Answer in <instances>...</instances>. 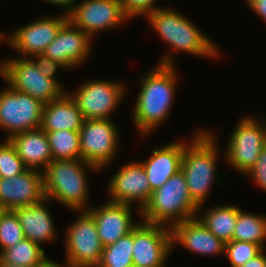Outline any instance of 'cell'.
Here are the masks:
<instances>
[{
	"label": "cell",
	"instance_id": "cell-32",
	"mask_svg": "<svg viewBox=\"0 0 266 267\" xmlns=\"http://www.w3.org/2000/svg\"><path fill=\"white\" fill-rule=\"evenodd\" d=\"M3 141L0 142V178H11L28 168L18 156L11 142L8 139Z\"/></svg>",
	"mask_w": 266,
	"mask_h": 267
},
{
	"label": "cell",
	"instance_id": "cell-42",
	"mask_svg": "<svg viewBox=\"0 0 266 267\" xmlns=\"http://www.w3.org/2000/svg\"><path fill=\"white\" fill-rule=\"evenodd\" d=\"M2 32L3 31L0 30V44H2Z\"/></svg>",
	"mask_w": 266,
	"mask_h": 267
},
{
	"label": "cell",
	"instance_id": "cell-9",
	"mask_svg": "<svg viewBox=\"0 0 266 267\" xmlns=\"http://www.w3.org/2000/svg\"><path fill=\"white\" fill-rule=\"evenodd\" d=\"M6 87L0 91V129L8 133L6 139L17 133L39 129L44 104L12 89L7 83Z\"/></svg>",
	"mask_w": 266,
	"mask_h": 267
},
{
	"label": "cell",
	"instance_id": "cell-8",
	"mask_svg": "<svg viewBox=\"0 0 266 267\" xmlns=\"http://www.w3.org/2000/svg\"><path fill=\"white\" fill-rule=\"evenodd\" d=\"M79 136L82 160L103 171L116 159L120 133L112 119H84Z\"/></svg>",
	"mask_w": 266,
	"mask_h": 267
},
{
	"label": "cell",
	"instance_id": "cell-12",
	"mask_svg": "<svg viewBox=\"0 0 266 267\" xmlns=\"http://www.w3.org/2000/svg\"><path fill=\"white\" fill-rule=\"evenodd\" d=\"M68 15L44 16L30 21L14 30L11 34L2 32V43L7 42L22 58L42 54L46 47L56 38ZM7 39V40H6Z\"/></svg>",
	"mask_w": 266,
	"mask_h": 267
},
{
	"label": "cell",
	"instance_id": "cell-17",
	"mask_svg": "<svg viewBox=\"0 0 266 267\" xmlns=\"http://www.w3.org/2000/svg\"><path fill=\"white\" fill-rule=\"evenodd\" d=\"M88 211L92 214L96 223L98 236L103 247L115 243L121 237L129 234L138 224L133 218V206L104 202L101 206L90 207Z\"/></svg>",
	"mask_w": 266,
	"mask_h": 267
},
{
	"label": "cell",
	"instance_id": "cell-15",
	"mask_svg": "<svg viewBox=\"0 0 266 267\" xmlns=\"http://www.w3.org/2000/svg\"><path fill=\"white\" fill-rule=\"evenodd\" d=\"M92 43L93 39L68 19L42 54L71 70L86 63Z\"/></svg>",
	"mask_w": 266,
	"mask_h": 267
},
{
	"label": "cell",
	"instance_id": "cell-36",
	"mask_svg": "<svg viewBox=\"0 0 266 267\" xmlns=\"http://www.w3.org/2000/svg\"><path fill=\"white\" fill-rule=\"evenodd\" d=\"M246 5L266 22V0H245Z\"/></svg>",
	"mask_w": 266,
	"mask_h": 267
},
{
	"label": "cell",
	"instance_id": "cell-40",
	"mask_svg": "<svg viewBox=\"0 0 266 267\" xmlns=\"http://www.w3.org/2000/svg\"><path fill=\"white\" fill-rule=\"evenodd\" d=\"M0 267H18V266H13V265L6 264L0 261Z\"/></svg>",
	"mask_w": 266,
	"mask_h": 267
},
{
	"label": "cell",
	"instance_id": "cell-22",
	"mask_svg": "<svg viewBox=\"0 0 266 267\" xmlns=\"http://www.w3.org/2000/svg\"><path fill=\"white\" fill-rule=\"evenodd\" d=\"M197 27L192 20L177 11L174 53L182 52L202 58L218 59L221 55L218 45Z\"/></svg>",
	"mask_w": 266,
	"mask_h": 267
},
{
	"label": "cell",
	"instance_id": "cell-13",
	"mask_svg": "<svg viewBox=\"0 0 266 267\" xmlns=\"http://www.w3.org/2000/svg\"><path fill=\"white\" fill-rule=\"evenodd\" d=\"M133 267H166L172 249L171 228L139 222L134 228Z\"/></svg>",
	"mask_w": 266,
	"mask_h": 267
},
{
	"label": "cell",
	"instance_id": "cell-24",
	"mask_svg": "<svg viewBox=\"0 0 266 267\" xmlns=\"http://www.w3.org/2000/svg\"><path fill=\"white\" fill-rule=\"evenodd\" d=\"M240 210L241 208L236 205H219L205 209V211L199 208L196 217L218 239L227 243L233 238V232Z\"/></svg>",
	"mask_w": 266,
	"mask_h": 267
},
{
	"label": "cell",
	"instance_id": "cell-34",
	"mask_svg": "<svg viewBox=\"0 0 266 267\" xmlns=\"http://www.w3.org/2000/svg\"><path fill=\"white\" fill-rule=\"evenodd\" d=\"M30 59L35 63L36 67L43 73L44 76L56 81L64 89L61 84L62 82L58 81L55 76L59 68L65 69L63 65L44 56L43 54H36L30 57Z\"/></svg>",
	"mask_w": 266,
	"mask_h": 267
},
{
	"label": "cell",
	"instance_id": "cell-1",
	"mask_svg": "<svg viewBox=\"0 0 266 267\" xmlns=\"http://www.w3.org/2000/svg\"><path fill=\"white\" fill-rule=\"evenodd\" d=\"M171 55V52L163 54L154 70L144 72L140 78V91L132 117L142 137H149V134L154 133L172 111L178 74L175 58Z\"/></svg>",
	"mask_w": 266,
	"mask_h": 267
},
{
	"label": "cell",
	"instance_id": "cell-20",
	"mask_svg": "<svg viewBox=\"0 0 266 267\" xmlns=\"http://www.w3.org/2000/svg\"><path fill=\"white\" fill-rule=\"evenodd\" d=\"M47 204H49V200L44 199L38 204L13 210L19 219L25 238L41 247H43V243L54 242L58 233L52 215L46 207Z\"/></svg>",
	"mask_w": 266,
	"mask_h": 267
},
{
	"label": "cell",
	"instance_id": "cell-3",
	"mask_svg": "<svg viewBox=\"0 0 266 267\" xmlns=\"http://www.w3.org/2000/svg\"><path fill=\"white\" fill-rule=\"evenodd\" d=\"M86 170L101 172L82 159L52 160L43 171L45 199L58 201L74 212L88 210L90 188Z\"/></svg>",
	"mask_w": 266,
	"mask_h": 267
},
{
	"label": "cell",
	"instance_id": "cell-11",
	"mask_svg": "<svg viewBox=\"0 0 266 267\" xmlns=\"http://www.w3.org/2000/svg\"><path fill=\"white\" fill-rule=\"evenodd\" d=\"M68 19L92 39L99 32L116 29L130 20L120 0H76Z\"/></svg>",
	"mask_w": 266,
	"mask_h": 267
},
{
	"label": "cell",
	"instance_id": "cell-25",
	"mask_svg": "<svg viewBox=\"0 0 266 267\" xmlns=\"http://www.w3.org/2000/svg\"><path fill=\"white\" fill-rule=\"evenodd\" d=\"M46 251L28 238L3 250L0 261L18 267H41L49 258Z\"/></svg>",
	"mask_w": 266,
	"mask_h": 267
},
{
	"label": "cell",
	"instance_id": "cell-31",
	"mask_svg": "<svg viewBox=\"0 0 266 267\" xmlns=\"http://www.w3.org/2000/svg\"><path fill=\"white\" fill-rule=\"evenodd\" d=\"M264 249L256 243L231 240L225 243L224 255L231 267H240L259 255Z\"/></svg>",
	"mask_w": 266,
	"mask_h": 267
},
{
	"label": "cell",
	"instance_id": "cell-23",
	"mask_svg": "<svg viewBox=\"0 0 266 267\" xmlns=\"http://www.w3.org/2000/svg\"><path fill=\"white\" fill-rule=\"evenodd\" d=\"M83 122L82 112L66 92L60 99L44 104L40 128L45 132L61 130L79 132Z\"/></svg>",
	"mask_w": 266,
	"mask_h": 267
},
{
	"label": "cell",
	"instance_id": "cell-33",
	"mask_svg": "<svg viewBox=\"0 0 266 267\" xmlns=\"http://www.w3.org/2000/svg\"><path fill=\"white\" fill-rule=\"evenodd\" d=\"M124 14L129 18L147 16L157 8V0H120ZM156 3V4H155ZM156 5V6H155Z\"/></svg>",
	"mask_w": 266,
	"mask_h": 267
},
{
	"label": "cell",
	"instance_id": "cell-28",
	"mask_svg": "<svg viewBox=\"0 0 266 267\" xmlns=\"http://www.w3.org/2000/svg\"><path fill=\"white\" fill-rule=\"evenodd\" d=\"M45 133L49 140L53 160L81 159L79 132L61 130Z\"/></svg>",
	"mask_w": 266,
	"mask_h": 267
},
{
	"label": "cell",
	"instance_id": "cell-41",
	"mask_svg": "<svg viewBox=\"0 0 266 267\" xmlns=\"http://www.w3.org/2000/svg\"><path fill=\"white\" fill-rule=\"evenodd\" d=\"M5 210L6 209L0 205V218H1L2 214L5 212Z\"/></svg>",
	"mask_w": 266,
	"mask_h": 267
},
{
	"label": "cell",
	"instance_id": "cell-39",
	"mask_svg": "<svg viewBox=\"0 0 266 267\" xmlns=\"http://www.w3.org/2000/svg\"><path fill=\"white\" fill-rule=\"evenodd\" d=\"M41 267H75V266L71 265L66 261L63 264L61 263L59 264V262H55L54 260L49 258Z\"/></svg>",
	"mask_w": 266,
	"mask_h": 267
},
{
	"label": "cell",
	"instance_id": "cell-19",
	"mask_svg": "<svg viewBox=\"0 0 266 267\" xmlns=\"http://www.w3.org/2000/svg\"><path fill=\"white\" fill-rule=\"evenodd\" d=\"M183 149L184 141L177 140L152 148L146 161H139L143 165L152 191L160 188L181 170Z\"/></svg>",
	"mask_w": 266,
	"mask_h": 267
},
{
	"label": "cell",
	"instance_id": "cell-27",
	"mask_svg": "<svg viewBox=\"0 0 266 267\" xmlns=\"http://www.w3.org/2000/svg\"><path fill=\"white\" fill-rule=\"evenodd\" d=\"M134 229L115 243L103 247L97 267H133Z\"/></svg>",
	"mask_w": 266,
	"mask_h": 267
},
{
	"label": "cell",
	"instance_id": "cell-29",
	"mask_svg": "<svg viewBox=\"0 0 266 267\" xmlns=\"http://www.w3.org/2000/svg\"><path fill=\"white\" fill-rule=\"evenodd\" d=\"M148 23L163 41L169 44L174 53V42L177 33V11L170 8H157L146 16Z\"/></svg>",
	"mask_w": 266,
	"mask_h": 267
},
{
	"label": "cell",
	"instance_id": "cell-37",
	"mask_svg": "<svg viewBox=\"0 0 266 267\" xmlns=\"http://www.w3.org/2000/svg\"><path fill=\"white\" fill-rule=\"evenodd\" d=\"M45 3H48L53 6H58L60 8H63V14H69L72 11V8L74 6V3L76 0H42Z\"/></svg>",
	"mask_w": 266,
	"mask_h": 267
},
{
	"label": "cell",
	"instance_id": "cell-5",
	"mask_svg": "<svg viewBox=\"0 0 266 267\" xmlns=\"http://www.w3.org/2000/svg\"><path fill=\"white\" fill-rule=\"evenodd\" d=\"M0 76L12 89L43 104L58 100L67 92L56 81L44 76L30 58L20 56L1 60Z\"/></svg>",
	"mask_w": 266,
	"mask_h": 267
},
{
	"label": "cell",
	"instance_id": "cell-10",
	"mask_svg": "<svg viewBox=\"0 0 266 267\" xmlns=\"http://www.w3.org/2000/svg\"><path fill=\"white\" fill-rule=\"evenodd\" d=\"M125 84L120 81L97 79L82 83L68 94L76 102L84 119H111L126 93Z\"/></svg>",
	"mask_w": 266,
	"mask_h": 267
},
{
	"label": "cell",
	"instance_id": "cell-35",
	"mask_svg": "<svg viewBox=\"0 0 266 267\" xmlns=\"http://www.w3.org/2000/svg\"><path fill=\"white\" fill-rule=\"evenodd\" d=\"M252 181L266 191V146L261 150L256 163L246 172Z\"/></svg>",
	"mask_w": 266,
	"mask_h": 267
},
{
	"label": "cell",
	"instance_id": "cell-7",
	"mask_svg": "<svg viewBox=\"0 0 266 267\" xmlns=\"http://www.w3.org/2000/svg\"><path fill=\"white\" fill-rule=\"evenodd\" d=\"M78 217L66 227L65 260L75 267H97L103 245L96 223L88 210L76 211Z\"/></svg>",
	"mask_w": 266,
	"mask_h": 267
},
{
	"label": "cell",
	"instance_id": "cell-4",
	"mask_svg": "<svg viewBox=\"0 0 266 267\" xmlns=\"http://www.w3.org/2000/svg\"><path fill=\"white\" fill-rule=\"evenodd\" d=\"M198 209L190 196L185 174L180 170L151 193L140 211V221L171 228L176 223L195 218Z\"/></svg>",
	"mask_w": 266,
	"mask_h": 267
},
{
	"label": "cell",
	"instance_id": "cell-38",
	"mask_svg": "<svg viewBox=\"0 0 266 267\" xmlns=\"http://www.w3.org/2000/svg\"><path fill=\"white\" fill-rule=\"evenodd\" d=\"M240 267H266L265 249L253 259H250L246 264Z\"/></svg>",
	"mask_w": 266,
	"mask_h": 267
},
{
	"label": "cell",
	"instance_id": "cell-21",
	"mask_svg": "<svg viewBox=\"0 0 266 267\" xmlns=\"http://www.w3.org/2000/svg\"><path fill=\"white\" fill-rule=\"evenodd\" d=\"M8 140L28 169L43 172L53 160L47 134L41 128L17 133Z\"/></svg>",
	"mask_w": 266,
	"mask_h": 267
},
{
	"label": "cell",
	"instance_id": "cell-2",
	"mask_svg": "<svg viewBox=\"0 0 266 267\" xmlns=\"http://www.w3.org/2000/svg\"><path fill=\"white\" fill-rule=\"evenodd\" d=\"M190 138L189 142L184 141L181 171L193 202L203 208L214 181H219L216 173L218 145L214 130L198 129Z\"/></svg>",
	"mask_w": 266,
	"mask_h": 267
},
{
	"label": "cell",
	"instance_id": "cell-30",
	"mask_svg": "<svg viewBox=\"0 0 266 267\" xmlns=\"http://www.w3.org/2000/svg\"><path fill=\"white\" fill-rule=\"evenodd\" d=\"M25 238L16 213L5 210L0 218V253Z\"/></svg>",
	"mask_w": 266,
	"mask_h": 267
},
{
	"label": "cell",
	"instance_id": "cell-6",
	"mask_svg": "<svg viewBox=\"0 0 266 267\" xmlns=\"http://www.w3.org/2000/svg\"><path fill=\"white\" fill-rule=\"evenodd\" d=\"M263 119L240 117L223 150L226 164L241 174L249 171L266 146V119Z\"/></svg>",
	"mask_w": 266,
	"mask_h": 267
},
{
	"label": "cell",
	"instance_id": "cell-26",
	"mask_svg": "<svg viewBox=\"0 0 266 267\" xmlns=\"http://www.w3.org/2000/svg\"><path fill=\"white\" fill-rule=\"evenodd\" d=\"M232 240L256 243L266 249V215L248 213L241 209Z\"/></svg>",
	"mask_w": 266,
	"mask_h": 267
},
{
	"label": "cell",
	"instance_id": "cell-16",
	"mask_svg": "<svg viewBox=\"0 0 266 267\" xmlns=\"http://www.w3.org/2000/svg\"><path fill=\"white\" fill-rule=\"evenodd\" d=\"M45 199L43 172L27 169L11 178H0V205L6 210L31 206Z\"/></svg>",
	"mask_w": 266,
	"mask_h": 267
},
{
	"label": "cell",
	"instance_id": "cell-18",
	"mask_svg": "<svg viewBox=\"0 0 266 267\" xmlns=\"http://www.w3.org/2000/svg\"><path fill=\"white\" fill-rule=\"evenodd\" d=\"M171 236L172 249L180 245L195 255H224L225 243L211 233L197 217L173 225Z\"/></svg>",
	"mask_w": 266,
	"mask_h": 267
},
{
	"label": "cell",
	"instance_id": "cell-14",
	"mask_svg": "<svg viewBox=\"0 0 266 267\" xmlns=\"http://www.w3.org/2000/svg\"><path fill=\"white\" fill-rule=\"evenodd\" d=\"M111 177L106 191L109 201L131 206L136 202L140 216V211L153 192L143 165L138 160L131 159V162L121 166Z\"/></svg>",
	"mask_w": 266,
	"mask_h": 267
}]
</instances>
